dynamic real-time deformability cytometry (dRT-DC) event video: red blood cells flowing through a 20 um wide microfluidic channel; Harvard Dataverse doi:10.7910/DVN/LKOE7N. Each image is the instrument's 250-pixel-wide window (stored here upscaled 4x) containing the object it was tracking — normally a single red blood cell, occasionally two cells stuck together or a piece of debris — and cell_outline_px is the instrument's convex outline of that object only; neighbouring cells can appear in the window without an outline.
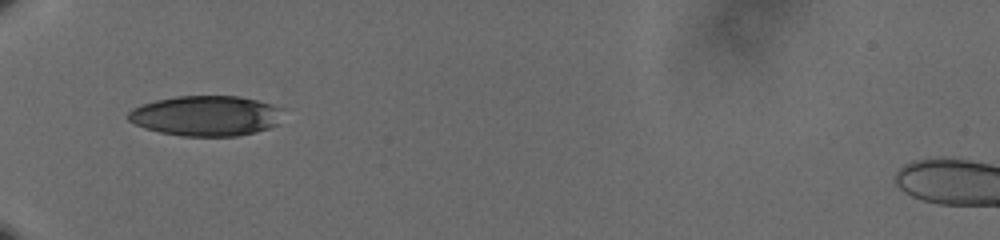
{"species": "human", "species_latin": "Homo sapiens", "temperature_condition": "cold", "stored_images_in_passage": 38, "camera_frame_rate_fps": 3000, "um_per_image_px": 0.085, "donor": {"sex": "male"}, "frame": {"image": 1, "passage_image": 1, "time_ms": 0.0, "image_size_px": [1000, 240], "cell_outline_px": [[284, 108], [280, 124], [256, 132], [236, 136], [180, 136], [160, 132], [144, 128], [128, 120], [128, 112], [132, 108], [140, 104], [156, 100], [176, 96], [240, 96], [272, 104]], "centroid_in_image_um": [17.54, 9.84], "position_along_channel_um": 67.5, "area_um2": 36.7}}
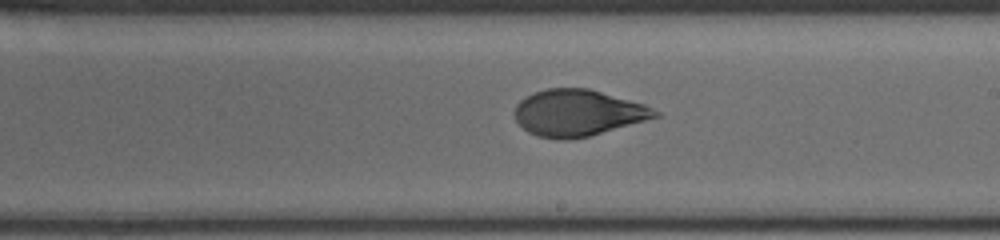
{"frame": {"image": 2, "passage_image": 16, "time_ms": 5.0, "image_size_px": [1000, 240], "cell_outline_px": [[660, 116], [588, 136], [572, 140], [556, 140], [536, 136], [528, 132], [516, 120], [512, 112], [516, 104], [520, 100], [536, 92], [548, 88], [588, 88], [644, 104], [660, 112]], "centroid_in_image_um": [49.08, 9.61], "position_along_channel_um": 239.9, "area_um2": 37.92}}
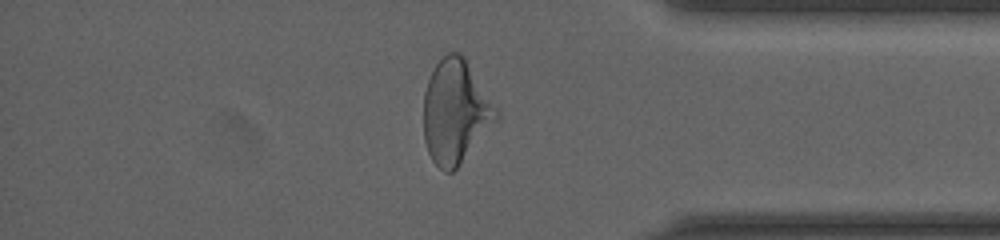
{"frame": {"image": 3, "passage_image": 30, "time_ms": 9.667, "image_size_px": [1000, 240], "cell_outline_px": [[500, 116], [456, 168], [452, 172], [444, 172], [432, 160], [428, 152], [424, 140], [424, 92], [432, 68], [448, 52], [460, 52], [464, 56], [500, 112]], "centroid_in_image_um": [38.71, 9.47], "position_along_channel_um": 396.5, "area_um2": 43.64}, "authors_computed_cell_mechanics": {"area_um2": 37.9746, "velocity_mm_per_s": 3.6078, "shape_relaxation_time_tau1_ms": 3.7193, "shape_relaxation_time_tau2_ms": 1.1322, "deformation_change_tau1": 0.1638, "deformation_change_tau2": 0.0636}}